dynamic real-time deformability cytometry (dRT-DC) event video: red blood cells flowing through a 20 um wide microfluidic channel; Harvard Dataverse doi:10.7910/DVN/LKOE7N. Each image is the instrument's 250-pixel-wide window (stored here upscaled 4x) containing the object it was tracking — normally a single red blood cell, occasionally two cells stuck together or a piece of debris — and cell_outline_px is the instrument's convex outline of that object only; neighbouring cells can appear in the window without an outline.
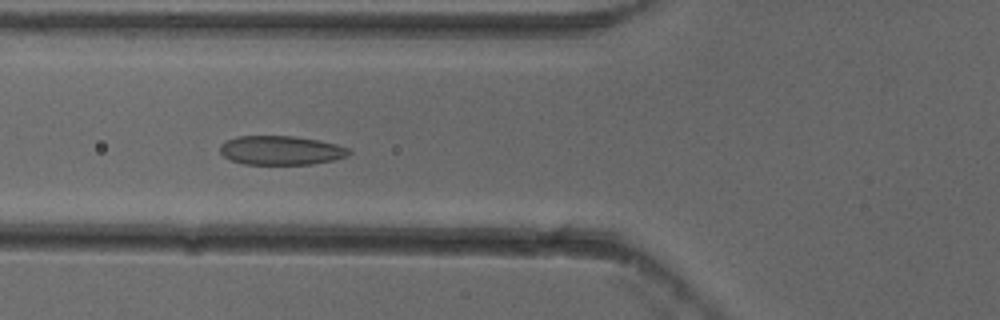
{"species": "common noctule bat (a hibernating species)", "species_latin": "Nyctalus noctula", "temperature_condition": "cold", "stored_images_in_passage": 40, "camera_frame_rate_fps": 3000, "um_per_image_px": 0.085, "animal": {"sex": "female"}, "frame": {"image": 1, "passage_image": 7, "time_ms": 2.0, "image_size_px": [1000, 320], "cell_outline_px": [[352, 152], [348, 156], [332, 160], [312, 164], [244, 164], [232, 160], [224, 156], [220, 152], [220, 144], [236, 136], [292, 136], [320, 140], [352, 148]], "centroid_in_image_um": [23.92, 12.77], "position_along_channel_um": 101.9, "area_um2": 21.91}}
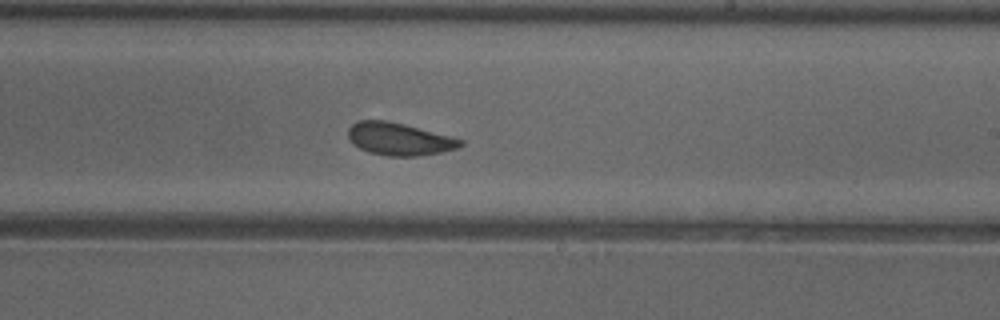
{"frame": {"image": 2, "passage_image": 19, "time_ms": 6.0, "image_size_px": [1000, 320], "cell_outline_px": [[464, 144], [456, 148], [440, 152], [416, 156], [388, 156], [368, 152], [352, 144], [348, 136], [348, 128], [352, 124], [360, 120], [384, 120], [404, 124], [464, 140]], "centroid_in_image_um": [33.89, 11.82], "position_along_channel_um": 255.1, "area_um2": 21.1}}
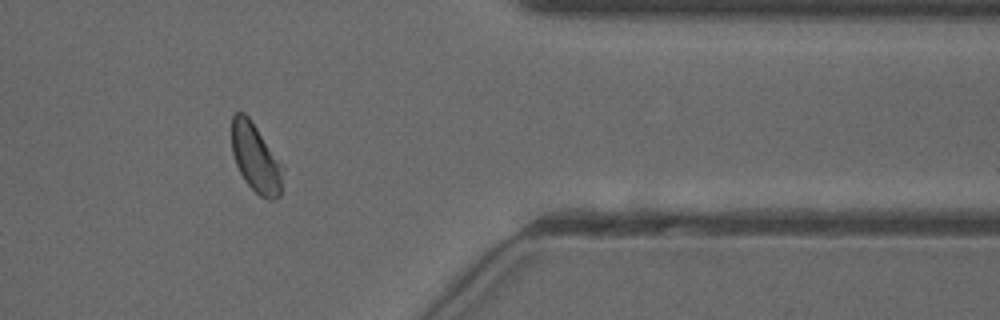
{"frame": {"image": 3, "passage_image": 31, "time_ms": 10.0, "image_size_px": [1000, 320], "cell_outline_px": [[284, 168], [280, 196], [272, 200], [268, 200], [260, 196], [244, 180], [236, 164], [232, 152], [232, 116], [236, 112], [244, 112], [248, 116], [284, 164]], "centroid_in_image_um": [21.77, 13.44], "position_along_channel_um": 389.6, "area_um2": 20.69}, "authors_computed_cell_mechanics": {"area_um2": 21.3571, "velocity_mm_per_s": 3.8243, "shape_relaxation_time_tau1_ms": 8.9813, "shape_relaxation_time_tau2_ms": 1.5, "deformation_change_tau1": 0.1458, "deformation_change_tau2": 0.0766}}